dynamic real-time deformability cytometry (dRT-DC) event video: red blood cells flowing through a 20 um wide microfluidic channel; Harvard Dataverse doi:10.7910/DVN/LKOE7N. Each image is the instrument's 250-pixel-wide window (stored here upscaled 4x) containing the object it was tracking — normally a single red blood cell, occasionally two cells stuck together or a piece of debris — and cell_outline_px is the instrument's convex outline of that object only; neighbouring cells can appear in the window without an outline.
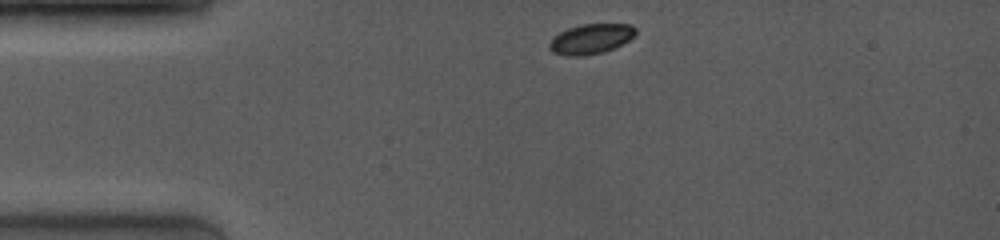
{"species": "common noctule bat (a hibernating species)", "species_latin": "Nyctalus noctula", "temperature_condition": "room temperature", "stored_images_in_passage": 36, "camera_frame_rate_fps": 4000, "um_per_image_px": 0.085, "animal": {"sex": "female", "body_mass_g": 19.0, "forearm_length_mm": 53.3}, "frame": {"image": 1, "passage_image": 1, "time_ms": 0.0, "image_size_px": [1000, 240], "cell_outline_px": [[636, 36], [604, 52], [580, 56], [568, 56], [552, 52], [548, 48], [548, 44], [552, 36], [568, 28], [580, 24], [632, 24], [636, 28]], "centroid_in_image_um": [50.2, 3.3], "position_along_channel_um": 34.8, "area_um2": 15.2}}
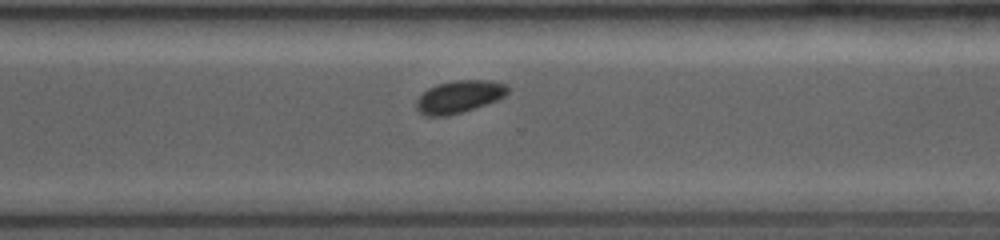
{"frame": {"image": 2, "passage_image": 27, "time_ms": 8.25, "image_size_px": [1000, 240], "cell_outline_px": [[508, 92], [504, 96], [496, 100], [448, 116], [428, 116], [420, 112], [416, 108], [416, 100], [428, 88], [436, 84], [452, 80], [488, 80], [508, 84]], "centroid_in_image_um": [39.01, 8.2], "position_along_channel_um": 331.6, "area_um2": 17.11}}
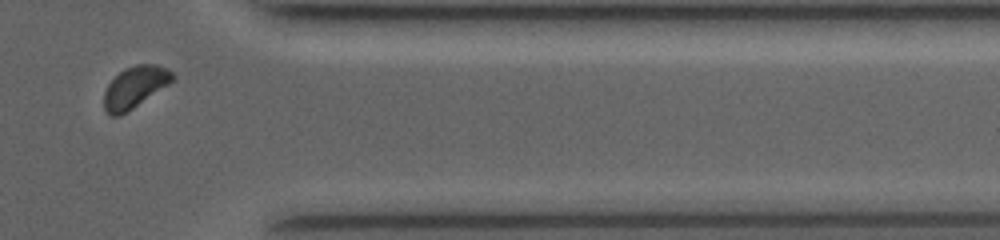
{"frame": {"image": 3, "passage_image": 30, "time_ms": 10.0, "image_size_px": [1000, 240], "cell_outline_px": [[176, 76], [168, 84], [128, 112], [120, 116], [108, 116], [104, 108], [104, 92], [108, 84], [124, 68], [136, 64], [156, 64], [172, 72]], "centroid_in_image_um": [11.43, 7.42], "position_along_channel_um": 400.0, "area_um2": 16.53}, "authors_computed_cell_mechanics": {"area_um2": 16.8776, "velocity_mm_per_s": 4.077, "shape_relaxation_time_tau1_ms": null, "shape_relaxation_time_tau2_ms": 3.9874, "deformation_change_tau1": null, "deformation_change_tau2": 0.0478}}